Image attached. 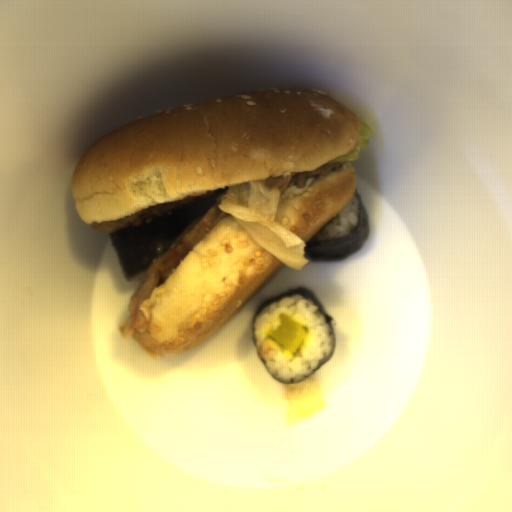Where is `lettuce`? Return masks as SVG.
<instances>
[{"instance_id":"lettuce-1","label":"lettuce","mask_w":512,"mask_h":512,"mask_svg":"<svg viewBox=\"0 0 512 512\" xmlns=\"http://www.w3.org/2000/svg\"><path fill=\"white\" fill-rule=\"evenodd\" d=\"M308 178L302 188L290 185L285 191L270 189L264 179L249 180L229 186L218 209L229 214L259 245L284 265L299 271L309 260L305 258L307 243L276 221L277 211L289 193L302 194L313 181Z\"/></svg>"},{"instance_id":"lettuce-2","label":"lettuce","mask_w":512,"mask_h":512,"mask_svg":"<svg viewBox=\"0 0 512 512\" xmlns=\"http://www.w3.org/2000/svg\"><path fill=\"white\" fill-rule=\"evenodd\" d=\"M359 125H360V133H359V142H358V146L347 152V153H344L332 160H329L325 163H335V162H347V161H355L356 159H358L360 157L359 155V152L361 150H366L370 144V140H369V136L370 135H373L374 133V130L372 127H370L369 125H367L366 123H364L363 121L359 120Z\"/></svg>"}]
</instances>
